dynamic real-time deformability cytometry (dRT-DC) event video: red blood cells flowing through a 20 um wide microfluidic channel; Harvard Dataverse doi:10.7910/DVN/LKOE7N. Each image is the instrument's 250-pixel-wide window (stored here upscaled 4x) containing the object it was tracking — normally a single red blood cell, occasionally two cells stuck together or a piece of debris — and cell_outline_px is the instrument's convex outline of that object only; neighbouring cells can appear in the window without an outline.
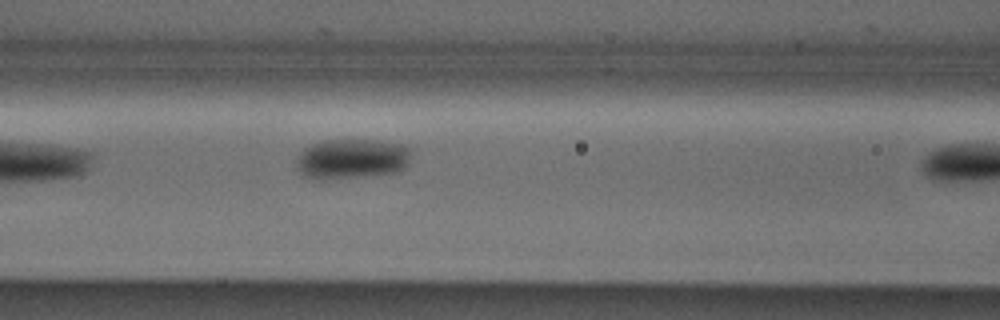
{"species": "Egyptian fruit bat (a non-hibernating species)", "species_latin": "Rousettus aegyptiacus", "temperature_condition": "cold", "stored_images_in_passage": 5, "camera_frame_rate_fps": 3000, "um_per_image_px": 0.085, "animal": {"sex": "male"}, "frame": {"image": 1, "passage_image": 4, "time_ms": 1.0, "image_size_px": [1000, 320], "cell_outline_px": [[412, 152], [408, 164], [404, 168], [396, 172], [348, 176], [304, 176], [296, 168], [296, 156], [304, 148], [312, 144], [324, 140], [380, 140], [400, 144], [412, 148]], "centroid_in_image_um": [29.95, 13.43], "position_along_channel_um": 136.7, "area_um2": 26.07}}